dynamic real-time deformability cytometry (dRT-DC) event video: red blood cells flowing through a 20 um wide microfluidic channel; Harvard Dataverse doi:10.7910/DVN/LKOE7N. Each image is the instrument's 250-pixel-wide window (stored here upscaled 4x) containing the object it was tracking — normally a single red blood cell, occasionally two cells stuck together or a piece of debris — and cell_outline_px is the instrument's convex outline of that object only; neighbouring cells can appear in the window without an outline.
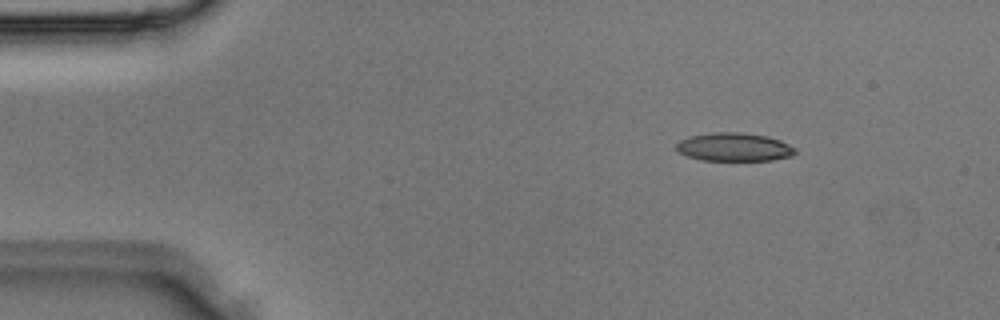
{"species": "Egyptian fruit bat (a non-hibernating species)", "species_latin": "Rousettus aegyptiacus", "temperature_condition": "room temperature", "stored_images_in_passage": 3, "camera_frame_rate_fps": 3000, "um_per_image_px": 0.085, "animal": {"sex": "male"}, "frame": {"image": 1, "passage_image": 3, "time_ms": 0.667, "image_size_px": [1000, 320], "cell_outline_px": [[796, 152], [792, 156], [772, 160], [700, 160], [688, 156], [680, 152], [676, 148], [676, 144], [680, 140], [688, 136], [712, 132], [740, 132], [768, 136], [780, 140], [796, 148]], "centroid_in_image_um": [62.41, 12.49], "position_along_channel_um": 22.6, "area_um2": 19.71}}